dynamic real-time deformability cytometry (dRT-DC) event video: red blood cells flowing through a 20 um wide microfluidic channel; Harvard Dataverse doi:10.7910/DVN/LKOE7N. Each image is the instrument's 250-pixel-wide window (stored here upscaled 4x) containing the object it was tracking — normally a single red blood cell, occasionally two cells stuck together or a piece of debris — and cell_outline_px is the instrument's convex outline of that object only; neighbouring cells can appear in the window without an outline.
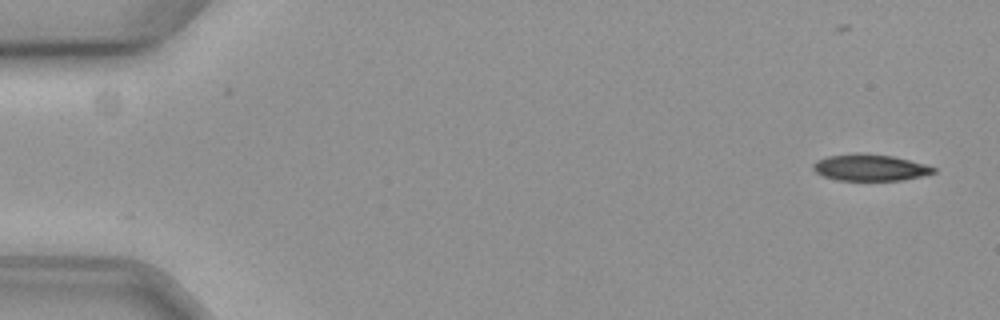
{"species": "common noctule bat (a hibernating species)", "species_latin": "Nyctalus noctula", "temperature_condition": "cold", "stored_images_in_passage": 54, "camera_frame_rate_fps": 3000, "um_per_image_px": 0.085, "animal": {"sex": "female", "body_mass_g": 19.3, "forearm_length_mm": 54.1}, "frame": {"image": 1, "passage_image": 1, "time_ms": 0.0, "image_size_px": [1000, 320], "cell_outline_px": [[936, 172], [904, 180], [836, 180], [824, 176], [816, 172], [812, 168], [812, 164], [828, 156], [860, 152], [892, 156], [924, 164], [936, 168]], "centroid_in_image_um": [73.94, 14.24], "position_along_channel_um": 11.1, "area_um2": 18.44}}
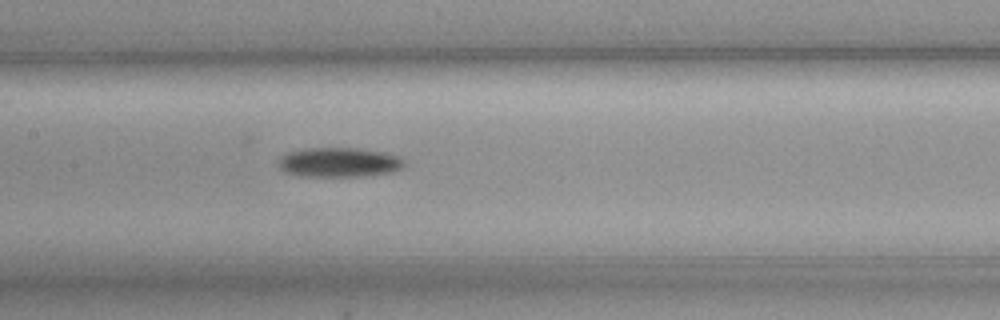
{"frame": {"image": 2, "passage_image": 27, "time_ms": 8.667, "image_size_px": [1000, 320], "cell_outline_px": [[404, 164], [400, 168], [392, 172], [356, 176], [300, 176], [284, 172], [280, 168], [280, 160], [288, 152], [304, 148], [360, 148], [384, 152], [400, 156], [404, 160]], "centroid_in_image_um": [28.83, 13.79], "position_along_channel_um": 178.6, "area_um2": 21.5}}
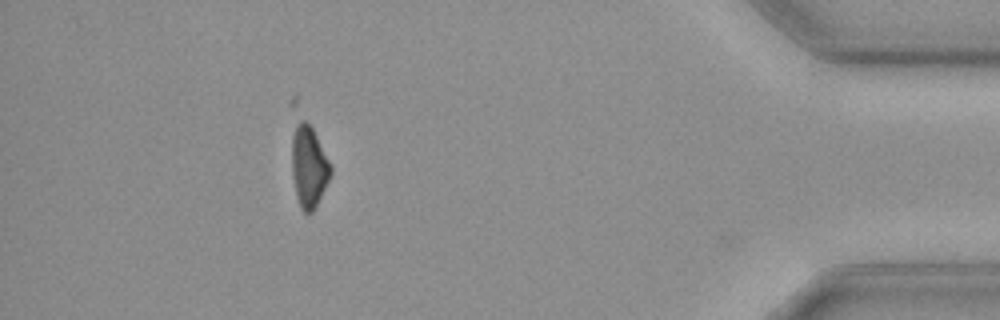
{"frame": {"image": 3, "passage_image": 51, "time_ms": 16.667, "image_size_px": [1000, 320], "cell_outline_px": [[332, 172], [316, 208], [312, 212], [304, 212], [300, 208], [296, 196], [292, 176], [292, 136], [300, 120], [304, 120], [312, 128], [332, 168]], "centroid_in_image_um": [26.24, 14.23], "position_along_channel_um": 409.0, "area_um2": 18.15}, "authors_computed_cell_mechanics": {"area_um2": 20.4034, "velocity_mm_per_s": 3.5829, "shape_relaxation_time_tau1_ms": 4.1196, "shape_relaxation_time_tau2_ms": null, "deformation_change_tau1": 0.1324, "deformation_change_tau2": null}}